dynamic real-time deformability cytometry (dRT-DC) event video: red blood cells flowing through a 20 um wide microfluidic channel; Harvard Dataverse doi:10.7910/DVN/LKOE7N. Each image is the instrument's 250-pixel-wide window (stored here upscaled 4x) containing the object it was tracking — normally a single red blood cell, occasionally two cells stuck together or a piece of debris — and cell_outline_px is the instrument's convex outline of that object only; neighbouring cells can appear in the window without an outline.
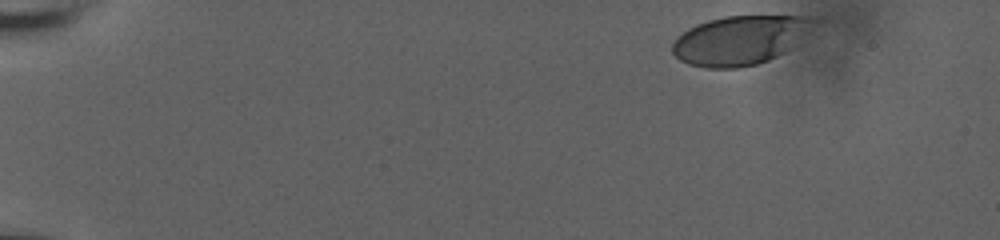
{"species": "human", "species_latin": "Homo sapiens", "temperature_condition": "room temperature", "stored_images_in_passage": 44, "camera_frame_rate_fps": 3000, "um_per_image_px": 0.085, "donor": {"sex": "male"}, "frame": {"image": 1, "passage_image": 1, "time_ms": 0.0, "image_size_px": [1000, 240], "cell_outline_px": [[816, 20], [784, 52], [768, 60], [756, 64], [740, 68], [704, 68], [688, 64], [680, 60], [672, 52], [672, 44], [676, 36], [688, 28], [696, 24], [708, 20], [724, 16], [808, 16]], "centroid_in_image_um": [62.76, 3.42], "position_along_channel_um": 22.2, "area_um2": 39.77}}
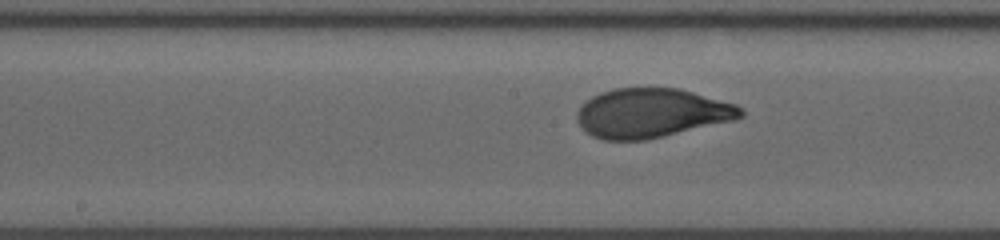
{"frame": {"image": 2, "passage_image": 26, "time_ms": 8.333, "image_size_px": [1000, 240], "cell_outline_px": [[744, 116], [736, 120], [648, 140], [604, 140], [592, 136], [584, 132], [576, 120], [576, 112], [580, 104], [584, 100], [600, 92], [612, 88], [680, 88], [736, 104], [744, 112]], "centroid_in_image_um": [55.35, 9.61], "position_along_channel_um": 192.9, "area_um2": 47.69}}
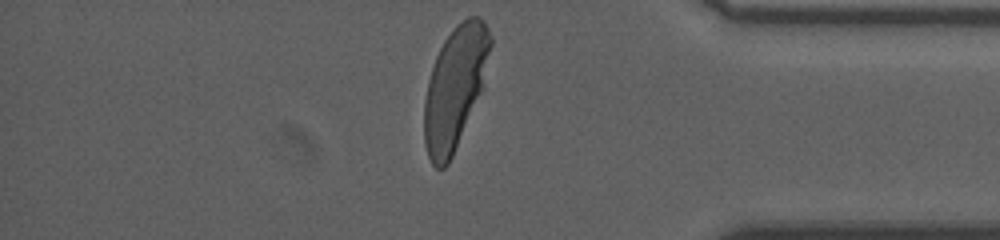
{"frame": {"image": 3, "passage_image": 44, "time_ms": 14.333, "image_size_px": [1000, 240], "cell_outline_px": [[492, 44], [484, 88], [452, 156], [448, 164], [444, 168], [436, 168], [432, 164], [428, 156], [424, 144], [424, 100], [428, 80], [436, 56], [444, 40], [456, 24], [468, 16], [480, 16], [484, 20], [492, 36]], "centroid_in_image_um": [38.7, 7.42], "position_along_channel_um": 396.5, "area_um2": 47.57}, "authors_computed_cell_mechanics": {"area_um2": 46.7602, "velocity_mm_per_s": 3.7044, "shape_relaxation_time_tau1_ms": 2.9581, "shape_relaxation_time_tau2_ms": null, "deformation_change_tau1": 0.176, "deformation_change_tau2": null}}